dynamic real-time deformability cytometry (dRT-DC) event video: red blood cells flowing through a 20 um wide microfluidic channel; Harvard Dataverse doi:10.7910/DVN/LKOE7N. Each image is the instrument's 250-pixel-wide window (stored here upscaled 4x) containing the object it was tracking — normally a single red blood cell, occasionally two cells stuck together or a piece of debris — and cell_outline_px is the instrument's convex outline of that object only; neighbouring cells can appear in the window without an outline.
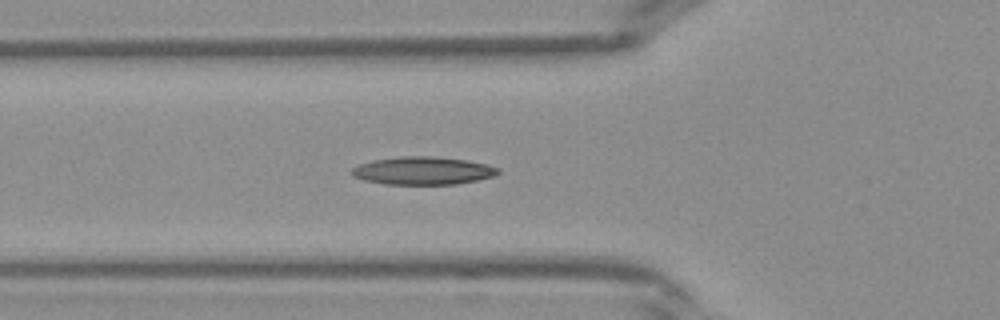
{"species": "Egyptian fruit bat (a non-hibernating species)", "species_latin": "Rousettus aegyptiacus", "temperature_condition": "warm", "stored_images_in_passage": 28, "camera_frame_rate_fps": 3000, "um_per_image_px": 0.085, "frame": {"image": 1, "passage_image": 2, "time_ms": 0.333, "image_size_px": [1000, 320], "cell_outline_px": [[500, 172], [492, 176], [476, 180], [456, 184], [384, 184], [364, 180], [352, 176], [352, 168], [360, 164], [372, 160], [400, 156], [432, 156], [468, 160], [488, 164], [500, 168]], "centroid_in_image_um": [35.95, 14.5], "position_along_channel_um": 89.9, "area_um2": 23.81}}
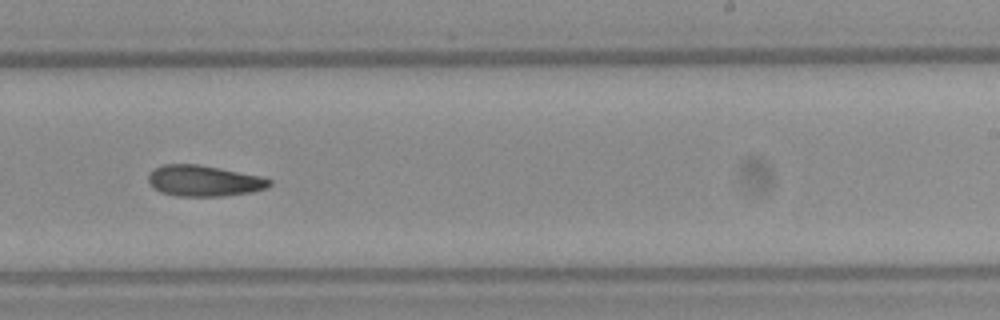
{"frame": {"image": 2, "passage_image": 13, "time_ms": 4.0, "image_size_px": [1000, 320], "cell_outline_px": [[272, 184], [264, 188], [252, 192], [224, 196], [176, 196], [160, 192], [148, 184], [148, 176], [156, 168], [164, 164], [200, 164], [260, 176], [272, 180]], "centroid_in_image_um": [17.32, 15.37], "position_along_channel_um": 271.7, "area_um2": 21.85}}
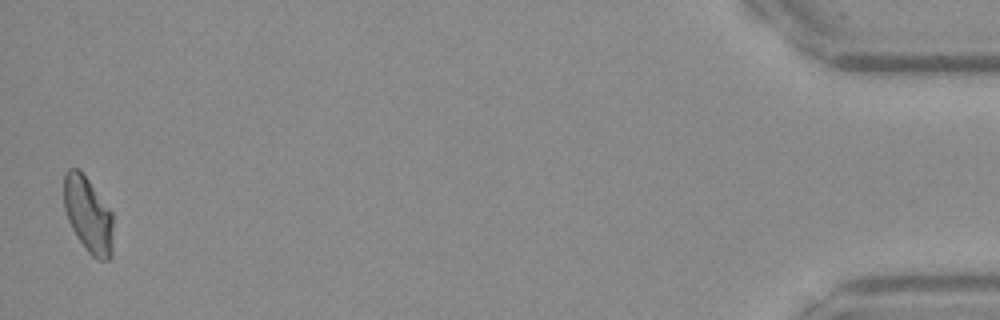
{"frame": {"image": 3, "passage_image": 28, "time_ms": 9.0, "image_size_px": [1000, 320], "cell_outline_px": [[112, 256], [108, 260], [96, 260], [88, 252], [72, 228], [68, 220], [64, 208], [64, 172], [68, 168], [80, 168], [112, 212]], "centroid_in_image_um": [7.49, 18.23], "position_along_channel_um": 427.7, "area_um2": 21.79}}